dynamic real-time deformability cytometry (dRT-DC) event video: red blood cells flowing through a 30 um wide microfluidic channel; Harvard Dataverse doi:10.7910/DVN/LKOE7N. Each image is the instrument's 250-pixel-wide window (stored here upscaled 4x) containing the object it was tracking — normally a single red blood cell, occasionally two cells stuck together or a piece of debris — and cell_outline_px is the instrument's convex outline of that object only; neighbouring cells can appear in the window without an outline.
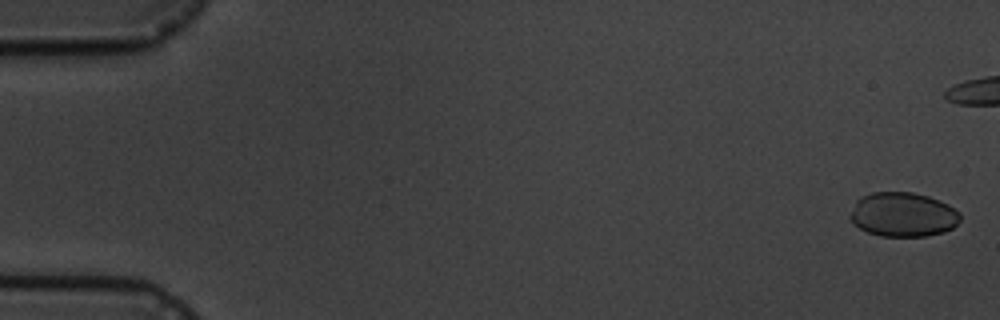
{"species": "common noctule bat (a hibernating species)", "species_latin": "Nyctalus noctula", "temperature_condition": "cold", "stored_images_in_passage": 7, "camera_frame_rate_fps": 3000, "um_per_image_px": 0.085, "animal": {"sex": "male", "body_mass_g": 19.5, "forearm_length_mm": 54.6}, "frame": {"image": 1, "passage_image": 1, "time_ms": 0.0, "image_size_px": [1000, 320], "cell_outline_px": [[960, 220], [952, 228], [944, 232], [924, 236], [880, 236], [868, 232], [852, 224], [848, 216], [856, 200], [860, 196], [872, 192], [912, 192], [928, 196], [940, 200], [948, 204], [960, 212]], "centroid_in_image_um": [76.73, 18.23], "position_along_channel_um": 8.3, "area_um2": 28.73}}